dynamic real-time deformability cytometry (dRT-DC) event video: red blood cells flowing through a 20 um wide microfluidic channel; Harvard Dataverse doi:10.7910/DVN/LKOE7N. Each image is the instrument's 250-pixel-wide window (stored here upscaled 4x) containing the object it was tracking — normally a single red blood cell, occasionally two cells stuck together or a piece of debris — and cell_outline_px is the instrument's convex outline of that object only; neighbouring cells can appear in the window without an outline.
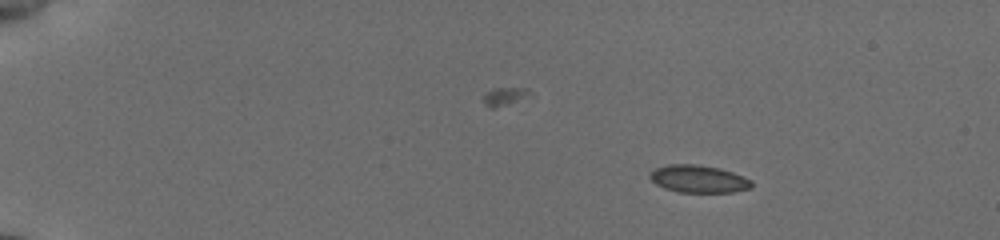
{"species": "common noctule bat (a hibernating species)", "species_latin": "Nyctalus noctula", "temperature_condition": "cold", "stored_images_in_passage": 47, "camera_frame_rate_fps": 3000, "um_per_image_px": 0.085, "animal": {"sex": "female", "body_mass_g": 19.5, "forearm_length_mm": 54.1}, "frame": {"image": 1, "passage_image": 1, "time_ms": 0.0, "image_size_px": [1000, 240], "cell_outline_px": [[752, 188], [732, 192], [680, 192], [664, 188], [656, 184], [648, 176], [656, 168], [668, 164], [696, 164], [720, 168], [744, 176], [752, 180]], "centroid_in_image_um": [59.4, 15.2], "position_along_channel_um": 25.6, "area_um2": 16.3}}
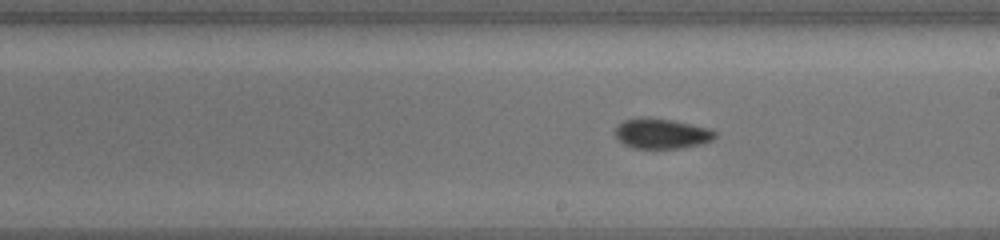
{"frame": {"image": 2, "passage_image": 26, "time_ms": 8.333, "image_size_px": [1000, 240], "cell_outline_px": [[716, 136], [712, 140], [704, 144], [684, 148], [632, 148], [624, 144], [616, 136], [616, 128], [624, 120], [644, 116], [648, 116], [672, 120], [712, 128], [716, 132]], "centroid_in_image_um": [56.29, 11.35], "position_along_channel_um": 232.7, "area_um2": 17.8}}
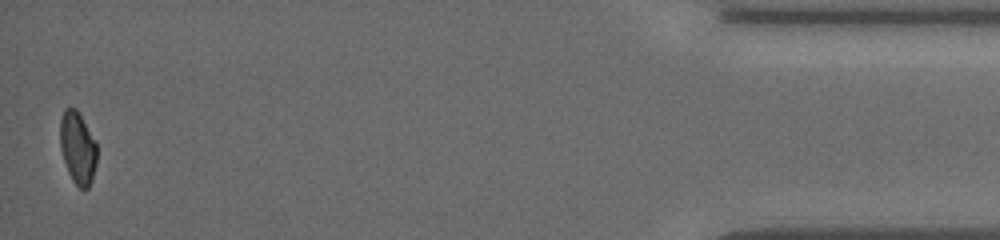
{"frame": {"image": 3, "passage_image": 47, "time_ms": 15.333, "image_size_px": [1000, 240], "cell_outline_px": [[96, 164], [92, 180], [88, 188], [80, 188], [72, 180], [68, 172], [60, 148], [60, 120], [64, 108], [76, 108], [96, 144]], "centroid_in_image_um": [6.58, 12.58], "position_along_channel_um": 428.6, "area_um2": 15.26}, "authors_computed_cell_mechanics": {"area_um2": 16.7042, "velocity_mm_per_s": 3.8295, "shape_relaxation_time_tau1_ms": 5.3379, "shape_relaxation_time_tau2_ms": 3.6395, "deformation_change_tau1": 0.1209, "deformation_change_tau2": 0.0687}}